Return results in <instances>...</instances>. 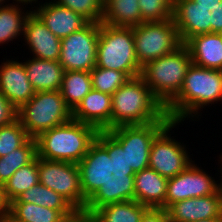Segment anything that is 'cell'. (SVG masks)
<instances>
[{"mask_svg":"<svg viewBox=\"0 0 222 222\" xmlns=\"http://www.w3.org/2000/svg\"><path fill=\"white\" fill-rule=\"evenodd\" d=\"M0 92L17 109L35 95L23 62L11 59L1 63Z\"/></svg>","mask_w":222,"mask_h":222,"instance_id":"18","label":"cell"},{"mask_svg":"<svg viewBox=\"0 0 222 222\" xmlns=\"http://www.w3.org/2000/svg\"><path fill=\"white\" fill-rule=\"evenodd\" d=\"M28 1H31V2H34V3H36V2H37V0H28Z\"/></svg>","mask_w":222,"mask_h":222,"instance_id":"41","label":"cell"},{"mask_svg":"<svg viewBox=\"0 0 222 222\" xmlns=\"http://www.w3.org/2000/svg\"><path fill=\"white\" fill-rule=\"evenodd\" d=\"M65 222H101L96 214L89 208L75 210Z\"/></svg>","mask_w":222,"mask_h":222,"instance_id":"36","label":"cell"},{"mask_svg":"<svg viewBox=\"0 0 222 222\" xmlns=\"http://www.w3.org/2000/svg\"><path fill=\"white\" fill-rule=\"evenodd\" d=\"M60 6L71 9L89 22L101 23L103 19L104 0H54Z\"/></svg>","mask_w":222,"mask_h":222,"instance_id":"33","label":"cell"},{"mask_svg":"<svg viewBox=\"0 0 222 222\" xmlns=\"http://www.w3.org/2000/svg\"><path fill=\"white\" fill-rule=\"evenodd\" d=\"M111 97V129L150 124L166 114L141 76L129 78Z\"/></svg>","mask_w":222,"mask_h":222,"instance_id":"5","label":"cell"},{"mask_svg":"<svg viewBox=\"0 0 222 222\" xmlns=\"http://www.w3.org/2000/svg\"><path fill=\"white\" fill-rule=\"evenodd\" d=\"M220 184L197 164L191 163L175 177L168 178L165 210L173 203L216 193Z\"/></svg>","mask_w":222,"mask_h":222,"instance_id":"14","label":"cell"},{"mask_svg":"<svg viewBox=\"0 0 222 222\" xmlns=\"http://www.w3.org/2000/svg\"><path fill=\"white\" fill-rule=\"evenodd\" d=\"M36 157L35 138H29L21 147L0 157V183L4 185L18 169L31 163Z\"/></svg>","mask_w":222,"mask_h":222,"instance_id":"27","label":"cell"},{"mask_svg":"<svg viewBox=\"0 0 222 222\" xmlns=\"http://www.w3.org/2000/svg\"><path fill=\"white\" fill-rule=\"evenodd\" d=\"M9 202L5 196L4 185L0 183V219L4 221L8 217Z\"/></svg>","mask_w":222,"mask_h":222,"instance_id":"37","label":"cell"},{"mask_svg":"<svg viewBox=\"0 0 222 222\" xmlns=\"http://www.w3.org/2000/svg\"><path fill=\"white\" fill-rule=\"evenodd\" d=\"M219 158H221V159L219 160V161H220V164H221L220 167H221V166H222V155H221ZM220 171H221L220 173H221V175H222V167L220 168ZM221 177H222V176H221ZM219 184H220V189H221V191H222V178H221V181H220Z\"/></svg>","mask_w":222,"mask_h":222,"instance_id":"39","label":"cell"},{"mask_svg":"<svg viewBox=\"0 0 222 222\" xmlns=\"http://www.w3.org/2000/svg\"><path fill=\"white\" fill-rule=\"evenodd\" d=\"M53 1V2H52ZM37 9L32 10L41 21L49 28V30L56 36L61 38L69 36L83 27H85L89 21L72 11L69 8L60 6L54 0L45 2Z\"/></svg>","mask_w":222,"mask_h":222,"instance_id":"20","label":"cell"},{"mask_svg":"<svg viewBox=\"0 0 222 222\" xmlns=\"http://www.w3.org/2000/svg\"><path fill=\"white\" fill-rule=\"evenodd\" d=\"M23 37L33 57L59 61L61 39L56 37L33 11L25 20Z\"/></svg>","mask_w":222,"mask_h":222,"instance_id":"17","label":"cell"},{"mask_svg":"<svg viewBox=\"0 0 222 222\" xmlns=\"http://www.w3.org/2000/svg\"><path fill=\"white\" fill-rule=\"evenodd\" d=\"M13 4L0 6V44L3 45L23 35L24 23L31 10L22 11L20 5H32L28 0H14ZM15 3V4H14ZM22 3V4H21ZM20 4V5H19ZM29 11V12H28Z\"/></svg>","mask_w":222,"mask_h":222,"instance_id":"25","label":"cell"},{"mask_svg":"<svg viewBox=\"0 0 222 222\" xmlns=\"http://www.w3.org/2000/svg\"><path fill=\"white\" fill-rule=\"evenodd\" d=\"M101 23L133 27L142 23L138 0H104Z\"/></svg>","mask_w":222,"mask_h":222,"instance_id":"24","label":"cell"},{"mask_svg":"<svg viewBox=\"0 0 222 222\" xmlns=\"http://www.w3.org/2000/svg\"><path fill=\"white\" fill-rule=\"evenodd\" d=\"M176 125H179V122L171 121L154 138L150 149L149 167L166 178L175 177L194 162L189 158L186 145L168 134Z\"/></svg>","mask_w":222,"mask_h":222,"instance_id":"13","label":"cell"},{"mask_svg":"<svg viewBox=\"0 0 222 222\" xmlns=\"http://www.w3.org/2000/svg\"><path fill=\"white\" fill-rule=\"evenodd\" d=\"M17 119L30 138L62 125L72 119V110L65 104L60 90L35 92V95L18 109Z\"/></svg>","mask_w":222,"mask_h":222,"instance_id":"8","label":"cell"},{"mask_svg":"<svg viewBox=\"0 0 222 222\" xmlns=\"http://www.w3.org/2000/svg\"><path fill=\"white\" fill-rule=\"evenodd\" d=\"M38 183V157H36L31 163L18 169L4 184V192L8 202L14 201L24 191Z\"/></svg>","mask_w":222,"mask_h":222,"instance_id":"29","label":"cell"},{"mask_svg":"<svg viewBox=\"0 0 222 222\" xmlns=\"http://www.w3.org/2000/svg\"><path fill=\"white\" fill-rule=\"evenodd\" d=\"M112 97L92 89L72 110V119L95 127L101 134L111 129Z\"/></svg>","mask_w":222,"mask_h":222,"instance_id":"19","label":"cell"},{"mask_svg":"<svg viewBox=\"0 0 222 222\" xmlns=\"http://www.w3.org/2000/svg\"><path fill=\"white\" fill-rule=\"evenodd\" d=\"M23 63L35 92L60 90L64 69L59 61L32 57Z\"/></svg>","mask_w":222,"mask_h":222,"instance_id":"22","label":"cell"},{"mask_svg":"<svg viewBox=\"0 0 222 222\" xmlns=\"http://www.w3.org/2000/svg\"><path fill=\"white\" fill-rule=\"evenodd\" d=\"M173 20L181 43L207 33H222V0H173Z\"/></svg>","mask_w":222,"mask_h":222,"instance_id":"9","label":"cell"},{"mask_svg":"<svg viewBox=\"0 0 222 222\" xmlns=\"http://www.w3.org/2000/svg\"><path fill=\"white\" fill-rule=\"evenodd\" d=\"M222 102L221 70L191 64L185 75L182 89L165 107L172 121L181 123L186 118L199 117V110L214 102Z\"/></svg>","mask_w":222,"mask_h":222,"instance_id":"4","label":"cell"},{"mask_svg":"<svg viewBox=\"0 0 222 222\" xmlns=\"http://www.w3.org/2000/svg\"><path fill=\"white\" fill-rule=\"evenodd\" d=\"M96 66L124 72L129 78L141 75L135 54L133 27L99 23Z\"/></svg>","mask_w":222,"mask_h":222,"instance_id":"7","label":"cell"},{"mask_svg":"<svg viewBox=\"0 0 222 222\" xmlns=\"http://www.w3.org/2000/svg\"><path fill=\"white\" fill-rule=\"evenodd\" d=\"M170 222H194L222 215V191L185 199L171 204L167 209Z\"/></svg>","mask_w":222,"mask_h":222,"instance_id":"16","label":"cell"},{"mask_svg":"<svg viewBox=\"0 0 222 222\" xmlns=\"http://www.w3.org/2000/svg\"><path fill=\"white\" fill-rule=\"evenodd\" d=\"M35 139L37 157L81 164L100 177L102 134L95 127L71 119L41 133Z\"/></svg>","mask_w":222,"mask_h":222,"instance_id":"2","label":"cell"},{"mask_svg":"<svg viewBox=\"0 0 222 222\" xmlns=\"http://www.w3.org/2000/svg\"><path fill=\"white\" fill-rule=\"evenodd\" d=\"M74 211H57L34 203L10 202L9 222H65Z\"/></svg>","mask_w":222,"mask_h":222,"instance_id":"23","label":"cell"},{"mask_svg":"<svg viewBox=\"0 0 222 222\" xmlns=\"http://www.w3.org/2000/svg\"><path fill=\"white\" fill-rule=\"evenodd\" d=\"M192 60L188 48L182 43L173 52L142 66L141 77L153 96L164 108L182 89L185 75Z\"/></svg>","mask_w":222,"mask_h":222,"instance_id":"6","label":"cell"},{"mask_svg":"<svg viewBox=\"0 0 222 222\" xmlns=\"http://www.w3.org/2000/svg\"><path fill=\"white\" fill-rule=\"evenodd\" d=\"M18 109L0 92V127L17 120Z\"/></svg>","mask_w":222,"mask_h":222,"instance_id":"34","label":"cell"},{"mask_svg":"<svg viewBox=\"0 0 222 222\" xmlns=\"http://www.w3.org/2000/svg\"><path fill=\"white\" fill-rule=\"evenodd\" d=\"M168 178L148 167L132 174L118 188L129 198L148 208L165 210Z\"/></svg>","mask_w":222,"mask_h":222,"instance_id":"15","label":"cell"},{"mask_svg":"<svg viewBox=\"0 0 222 222\" xmlns=\"http://www.w3.org/2000/svg\"><path fill=\"white\" fill-rule=\"evenodd\" d=\"M99 23L89 22L82 29L61 38L59 63L64 71L90 72L96 66Z\"/></svg>","mask_w":222,"mask_h":222,"instance_id":"11","label":"cell"},{"mask_svg":"<svg viewBox=\"0 0 222 222\" xmlns=\"http://www.w3.org/2000/svg\"><path fill=\"white\" fill-rule=\"evenodd\" d=\"M194 222H222V215H219L218 217L215 218L197 220Z\"/></svg>","mask_w":222,"mask_h":222,"instance_id":"38","label":"cell"},{"mask_svg":"<svg viewBox=\"0 0 222 222\" xmlns=\"http://www.w3.org/2000/svg\"><path fill=\"white\" fill-rule=\"evenodd\" d=\"M140 222H170L167 211L162 208H148Z\"/></svg>","mask_w":222,"mask_h":222,"instance_id":"35","label":"cell"},{"mask_svg":"<svg viewBox=\"0 0 222 222\" xmlns=\"http://www.w3.org/2000/svg\"><path fill=\"white\" fill-rule=\"evenodd\" d=\"M30 137L17 119L13 123L0 127V157L21 147Z\"/></svg>","mask_w":222,"mask_h":222,"instance_id":"31","label":"cell"},{"mask_svg":"<svg viewBox=\"0 0 222 222\" xmlns=\"http://www.w3.org/2000/svg\"><path fill=\"white\" fill-rule=\"evenodd\" d=\"M143 22H160L173 18V0H138Z\"/></svg>","mask_w":222,"mask_h":222,"instance_id":"32","label":"cell"},{"mask_svg":"<svg viewBox=\"0 0 222 222\" xmlns=\"http://www.w3.org/2000/svg\"><path fill=\"white\" fill-rule=\"evenodd\" d=\"M90 209L101 222H140L148 209L127 197L119 188L98 184L94 190Z\"/></svg>","mask_w":222,"mask_h":222,"instance_id":"12","label":"cell"},{"mask_svg":"<svg viewBox=\"0 0 222 222\" xmlns=\"http://www.w3.org/2000/svg\"><path fill=\"white\" fill-rule=\"evenodd\" d=\"M39 183L64 197L76 210L89 209L99 177L86 166L38 157Z\"/></svg>","mask_w":222,"mask_h":222,"instance_id":"3","label":"cell"},{"mask_svg":"<svg viewBox=\"0 0 222 222\" xmlns=\"http://www.w3.org/2000/svg\"><path fill=\"white\" fill-rule=\"evenodd\" d=\"M12 202L34 203L57 211L76 210L64 197L41 183L30 187Z\"/></svg>","mask_w":222,"mask_h":222,"instance_id":"28","label":"cell"},{"mask_svg":"<svg viewBox=\"0 0 222 222\" xmlns=\"http://www.w3.org/2000/svg\"><path fill=\"white\" fill-rule=\"evenodd\" d=\"M171 121L165 114L150 124L119 126L105 131L99 183L118 188L132 174L148 168L152 142Z\"/></svg>","mask_w":222,"mask_h":222,"instance_id":"1","label":"cell"},{"mask_svg":"<svg viewBox=\"0 0 222 222\" xmlns=\"http://www.w3.org/2000/svg\"><path fill=\"white\" fill-rule=\"evenodd\" d=\"M92 89L112 95L129 77L122 71L95 66L91 71Z\"/></svg>","mask_w":222,"mask_h":222,"instance_id":"30","label":"cell"},{"mask_svg":"<svg viewBox=\"0 0 222 222\" xmlns=\"http://www.w3.org/2000/svg\"><path fill=\"white\" fill-rule=\"evenodd\" d=\"M7 0H0V6H4V3H6ZM10 1V0H9ZM14 1V0H13ZM3 4V5H2Z\"/></svg>","mask_w":222,"mask_h":222,"instance_id":"40","label":"cell"},{"mask_svg":"<svg viewBox=\"0 0 222 222\" xmlns=\"http://www.w3.org/2000/svg\"><path fill=\"white\" fill-rule=\"evenodd\" d=\"M135 54L141 66L173 52L182 43L175 22H143L133 26Z\"/></svg>","mask_w":222,"mask_h":222,"instance_id":"10","label":"cell"},{"mask_svg":"<svg viewBox=\"0 0 222 222\" xmlns=\"http://www.w3.org/2000/svg\"><path fill=\"white\" fill-rule=\"evenodd\" d=\"M192 64L222 70V33H207L191 37L186 43Z\"/></svg>","mask_w":222,"mask_h":222,"instance_id":"21","label":"cell"},{"mask_svg":"<svg viewBox=\"0 0 222 222\" xmlns=\"http://www.w3.org/2000/svg\"><path fill=\"white\" fill-rule=\"evenodd\" d=\"M92 90V79L87 71H64L60 92L65 104L73 110Z\"/></svg>","mask_w":222,"mask_h":222,"instance_id":"26","label":"cell"}]
</instances>
